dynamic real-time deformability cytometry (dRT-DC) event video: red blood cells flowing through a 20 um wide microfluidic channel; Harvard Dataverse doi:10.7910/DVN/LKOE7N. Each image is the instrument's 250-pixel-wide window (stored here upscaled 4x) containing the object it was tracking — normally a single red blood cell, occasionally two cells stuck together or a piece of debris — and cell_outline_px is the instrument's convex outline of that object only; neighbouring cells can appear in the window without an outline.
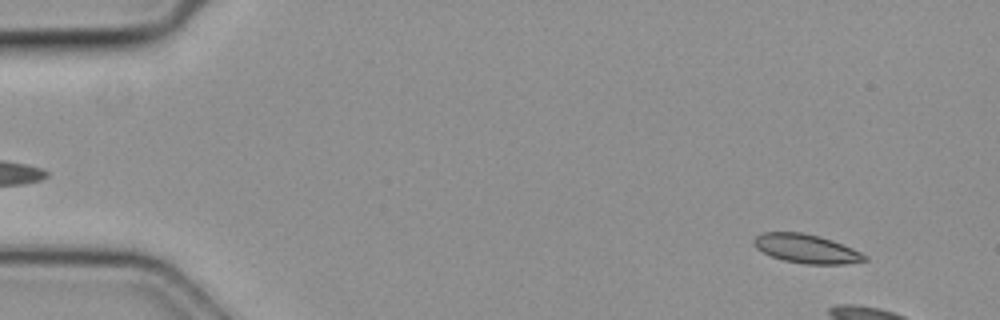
{"species": "common noctule bat (a hibernating species)", "species_latin": "Nyctalus noctula", "temperature_condition": "cold", "stored_images_in_passage": 6, "camera_frame_rate_fps": 3000, "um_per_image_px": 0.085, "animal": {"sex": "female", "body_mass_g": 19.3, "forearm_length_mm": 54.1}, "frame": {"image": 1, "passage_image": 1, "time_ms": 0.0, "image_size_px": [1000, 320], "cell_outline_px": [[868, 260], [844, 264], [804, 264], [784, 260], [772, 256], [756, 248], [752, 244], [752, 240], [756, 236], [764, 232], [800, 232], [820, 236], [832, 240], [852, 248], [868, 256]], "centroid_in_image_um": [68.54, 21.14], "position_along_channel_um": 16.5, "area_um2": 18.61}}